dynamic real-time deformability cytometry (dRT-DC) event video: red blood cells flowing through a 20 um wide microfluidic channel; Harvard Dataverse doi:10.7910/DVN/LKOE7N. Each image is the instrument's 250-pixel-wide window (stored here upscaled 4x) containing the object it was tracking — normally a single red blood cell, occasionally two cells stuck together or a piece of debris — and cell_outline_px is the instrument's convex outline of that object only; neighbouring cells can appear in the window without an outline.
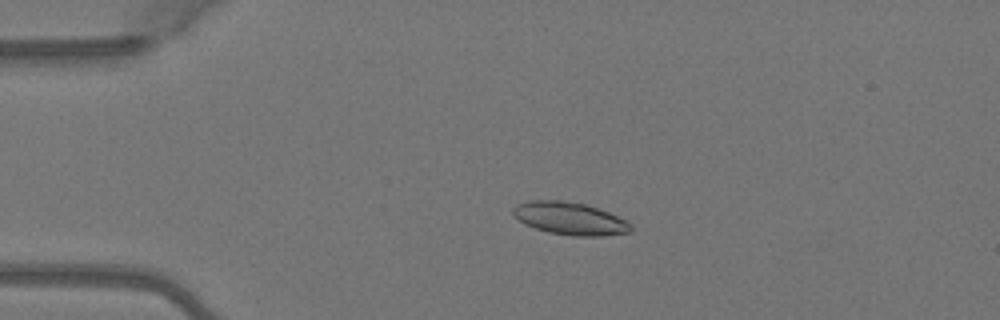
{"species": "Egyptian fruit bat (a non-hibernating species)", "species_latin": "Rousettus aegyptiacus", "temperature_condition": "warm", "stored_images_in_passage": 3, "camera_frame_rate_fps": 3000, "um_per_image_px": 0.085, "animal": {"sex": "female"}, "frame": {"image": 1, "passage_image": 3, "time_ms": 0.667, "image_size_px": [1000, 320], "cell_outline_px": [[632, 232], [600, 236], [572, 236], [548, 232], [524, 224], [512, 212], [512, 208], [528, 200], [560, 200], [584, 204], [608, 212], [628, 220], [632, 224]], "centroid_in_image_um": [48.48, 18.58], "position_along_channel_um": 36.5, "area_um2": 22.31}}